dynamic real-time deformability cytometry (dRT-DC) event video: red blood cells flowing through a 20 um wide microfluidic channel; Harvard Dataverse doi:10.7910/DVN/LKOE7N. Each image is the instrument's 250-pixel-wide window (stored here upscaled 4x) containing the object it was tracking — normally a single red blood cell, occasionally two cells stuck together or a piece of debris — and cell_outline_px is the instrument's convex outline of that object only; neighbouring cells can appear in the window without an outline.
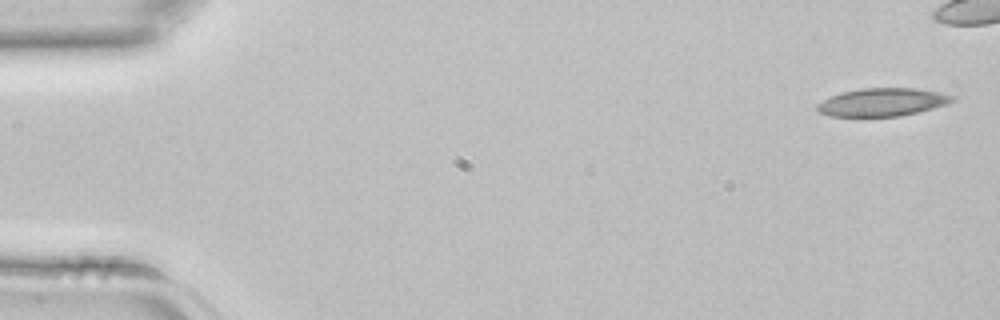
{"species": "common noctule bat (a hibernating species)", "species_latin": "Nyctalus noctula", "temperature_condition": "room temperature", "stored_images_in_passage": 35, "camera_frame_rate_fps": 3000, "um_per_image_px": 0.085, "animal": {"sex": "female", "body_mass_g": 22.7, "forearm_length_mm": 54.2}, "frame": {"image": 1, "passage_image": 1, "time_ms": 0.0, "image_size_px": [1000, 320], "cell_outline_px": [[956, 100], [948, 104], [900, 116], [828, 116], [816, 112], [816, 104], [840, 92], [860, 88], [916, 88], [940, 92], [956, 96]], "centroid_in_image_um": [75.0, 8.68], "position_along_channel_um": 10.0, "area_um2": 22.2}}